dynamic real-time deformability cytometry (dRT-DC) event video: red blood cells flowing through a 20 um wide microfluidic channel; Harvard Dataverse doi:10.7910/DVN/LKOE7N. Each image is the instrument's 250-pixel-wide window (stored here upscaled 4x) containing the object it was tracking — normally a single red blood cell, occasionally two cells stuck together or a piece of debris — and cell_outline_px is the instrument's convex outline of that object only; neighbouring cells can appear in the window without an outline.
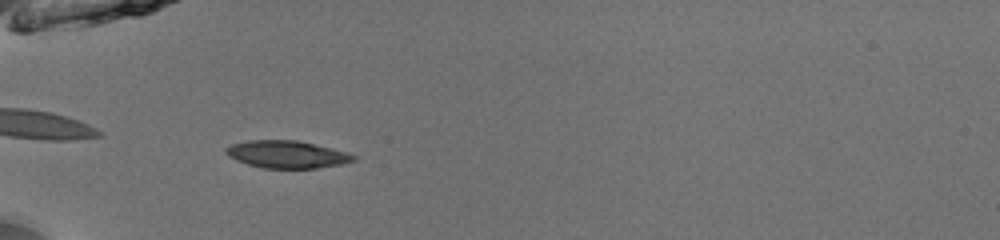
{"species": "common noctule bat (a hibernating species)", "species_latin": "Nyctalus noctula", "temperature_condition": "room temperature", "stored_images_in_passage": 36, "camera_frame_rate_fps": 3000, "um_per_image_px": 0.085, "animal": {"sex": "male", "body_mass_g": 13.0, "forearm_length_mm": 53.1}, "frame": {"image": 1, "passage_image": 2, "time_ms": 0.333, "image_size_px": [1000, 240], "cell_outline_px": [[356, 160], [344, 164], [316, 168], [264, 168], [248, 164], [236, 160], [228, 156], [224, 152], [224, 148], [232, 144], [248, 140], [296, 140], [348, 152], [356, 156]], "centroid_in_image_um": [24.38, 13.12], "position_along_channel_um": 60.6, "area_um2": 20.4}}
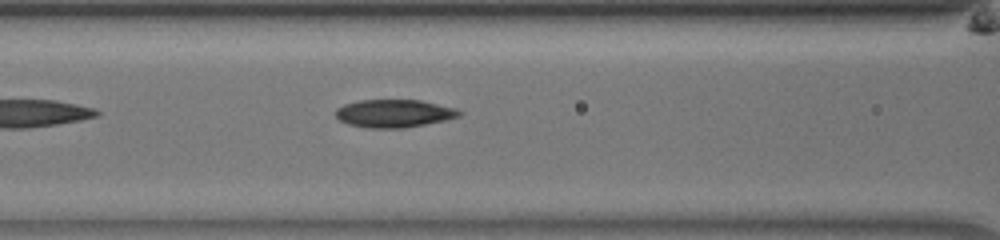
{"frame": {"image": 2, "passage_image": 8, "time_ms": 2.333, "image_size_px": [1000, 240], "cell_outline_px": [[464, 112], [460, 116], [444, 120], [404, 128], [368, 128], [348, 124], [340, 120], [336, 116], [336, 108], [344, 104], [360, 100], [420, 100], [456, 108]], "centroid_in_image_um": [33.5, 9.64], "position_along_channel_um": 133.1, "area_um2": 20.06}}
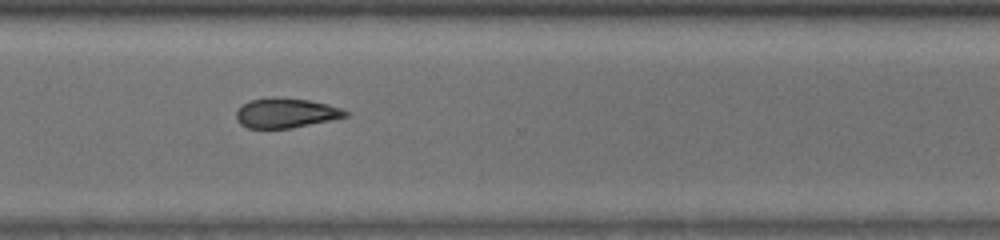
{"frame": {"image": 3, "passage_image": 24, "time_ms": 7.667, "image_size_px": [1000, 240], "cell_outline_px": [[348, 116], [332, 120], [292, 128], [248, 128], [240, 124], [236, 120], [236, 112], [248, 100], [272, 96], [308, 100], [328, 104], [340, 108], [348, 112]], "centroid_in_image_um": [24.29, 9.6], "position_along_channel_um": 346.3, "area_um2": 19.02}, "authors_computed_cell_mechanics": {"area_um2": 19.3052, "velocity_mm_per_s": 4.0103, "shape_relaxation_time_tau1_ms": 2.4052, "shape_relaxation_time_tau2_ms": null, "deformation_change_tau1": 0.0627, "deformation_change_tau2": null}}